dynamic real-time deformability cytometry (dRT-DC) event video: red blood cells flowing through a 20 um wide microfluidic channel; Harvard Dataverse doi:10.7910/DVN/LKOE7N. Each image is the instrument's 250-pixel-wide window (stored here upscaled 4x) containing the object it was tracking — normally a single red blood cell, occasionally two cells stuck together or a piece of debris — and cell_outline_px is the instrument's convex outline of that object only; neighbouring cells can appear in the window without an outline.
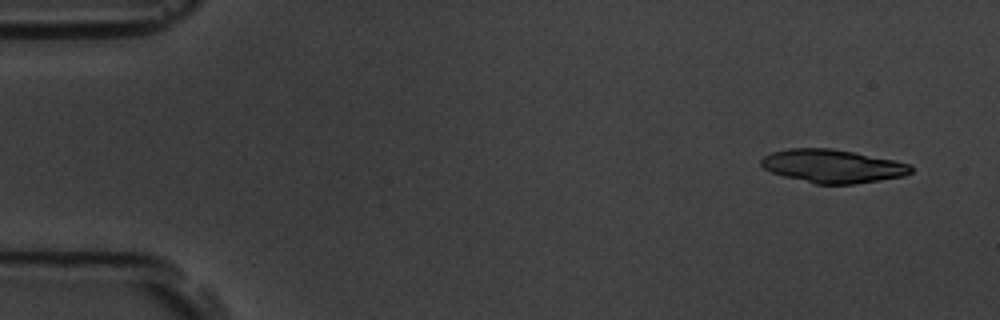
{"species": "common noctule bat (a hibernating species)", "species_latin": "Nyctalus noctula", "temperature_condition": "room temperature", "stored_images_in_passage": 4, "camera_frame_rate_fps": 3000, "um_per_image_px": 0.085, "animal": {"sex": "male", "body_mass_g": 19.5, "forearm_length_mm": 54.6}, "frame": {"image": 1, "passage_image": 1, "time_ms": 0.0, "image_size_px": [1000, 320], "cell_outline_px": [[912, 172], [904, 176], [856, 184], [816, 184], [784, 176], [772, 172], [764, 168], [760, 164], [760, 160], [764, 156], [772, 152], [788, 148], [832, 148], [892, 160], [908, 164], [912, 168]], "centroid_in_image_um": [70.74, 14.12], "position_along_channel_um": 14.3, "area_um2": 28.84}}